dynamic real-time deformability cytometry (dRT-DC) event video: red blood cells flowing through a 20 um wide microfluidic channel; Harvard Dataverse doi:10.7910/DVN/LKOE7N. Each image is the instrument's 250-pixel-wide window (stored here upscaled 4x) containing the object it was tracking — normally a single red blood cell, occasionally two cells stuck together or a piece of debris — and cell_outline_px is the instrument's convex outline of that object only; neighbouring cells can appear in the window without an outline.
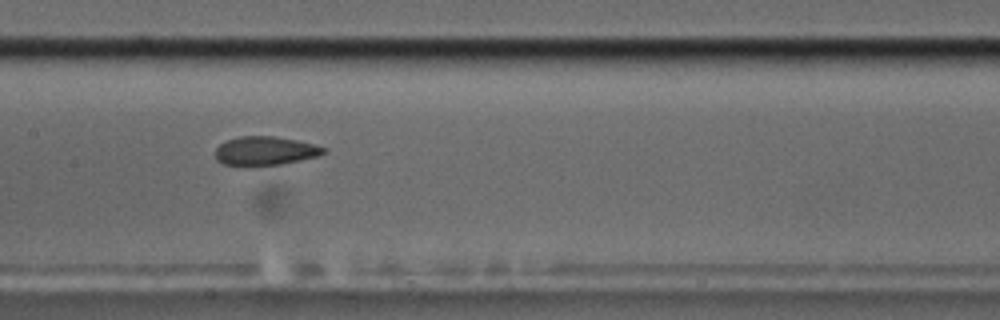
{"species": "common noctule bat (a hibernating species)", "species_latin": "Nyctalus noctula", "temperature_condition": "cold", "stored_images_in_passage": 7, "camera_frame_rate_fps": 3000, "um_per_image_px": 0.085, "animal": {"sex": "male", "body_mass_g": 17.5, "forearm_length_mm": 52.3}, "frame": {"image": 1, "passage_image": 4, "time_ms": 3.333, "image_size_px": [1000, 320], "cell_outline_px": [[324, 152], [320, 156], [280, 164], [252, 168], [244, 168], [224, 164], [216, 160], [216, 148], [220, 144], [228, 140], [240, 136], [272, 136], [296, 140], [316, 144], [324, 148]], "centroid_in_image_um": [22.5, 12.86], "position_along_channel_um": 184.9, "area_um2": 18.61}}
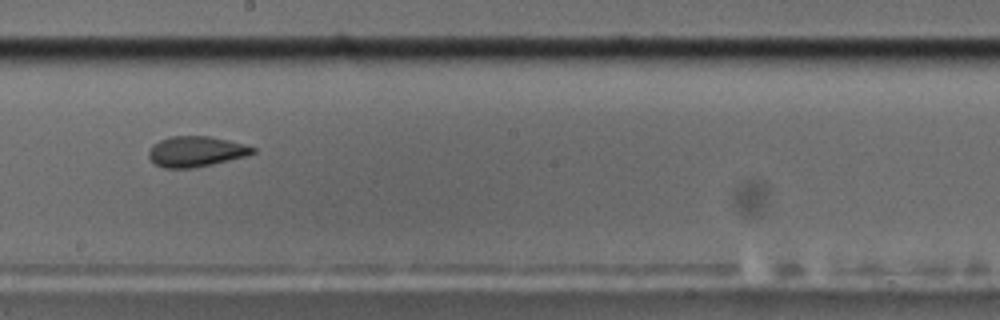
{"frame": {"image": 2, "passage_image": 5, "time_ms": 4.667, "image_size_px": [1000, 320], "cell_outline_px": [[256, 152], [248, 156], [196, 168], [164, 168], [156, 164], [148, 156], [148, 152], [152, 144], [160, 140], [172, 136], [208, 136], [244, 144], [256, 148]], "centroid_in_image_um": [16.67, 12.89], "position_along_channel_um": 231.5, "area_um2": 18.55}}
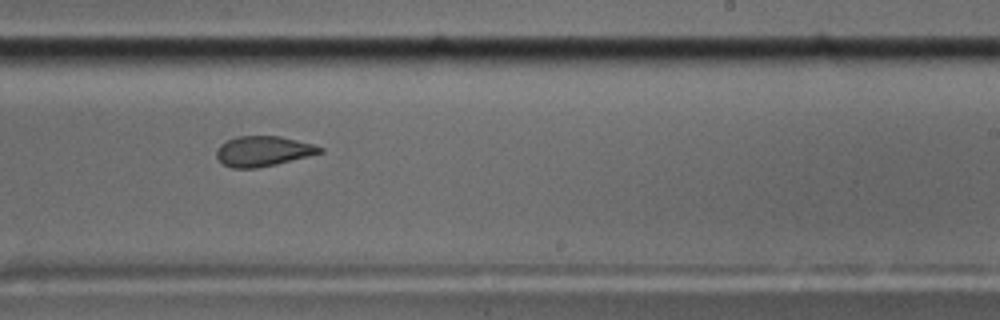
{"frame": {"image": 3, "passage_image": 6, "time_ms": 5.667, "image_size_px": [1000, 320], "cell_outline_px": [[324, 152], [276, 164], [256, 168], [232, 168], [224, 164], [216, 156], [216, 152], [220, 144], [236, 136], [280, 136], [312, 144], [324, 148]], "centroid_in_image_um": [22.36, 12.84], "position_along_channel_um": 266.6, "area_um2": 18.03}}